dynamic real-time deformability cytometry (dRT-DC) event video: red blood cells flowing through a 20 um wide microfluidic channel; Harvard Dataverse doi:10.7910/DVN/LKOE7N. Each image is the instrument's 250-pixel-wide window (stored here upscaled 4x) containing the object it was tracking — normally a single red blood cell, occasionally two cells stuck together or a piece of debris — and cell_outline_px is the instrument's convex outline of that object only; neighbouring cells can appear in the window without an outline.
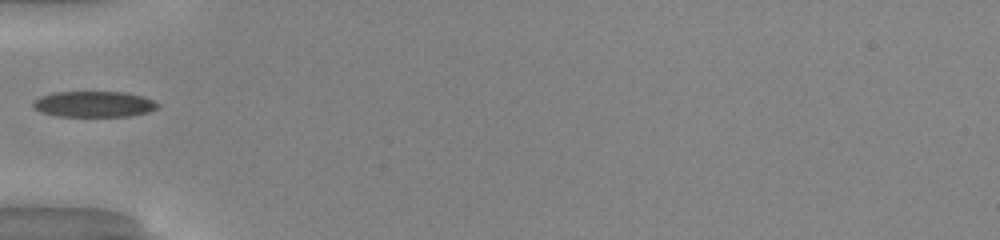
{"species": "common noctule bat (a hibernating species)", "species_latin": "Nyctalus noctula", "temperature_condition": "warm", "stored_images_in_passage": 5, "camera_frame_rate_fps": 3000, "um_per_image_px": 0.085, "animal": {"sex": "male", "body_mass_g": 20.0, "forearm_length_mm": 53.3}, "frame": {"image": 1, "passage_image": 1, "time_ms": 0.0, "image_size_px": [1000, 240], "cell_outline_px": [[160, 108], [148, 112], [128, 116], [56, 116], [40, 112], [32, 108], [32, 100], [40, 96], [52, 92], [124, 92], [144, 96], [160, 104]], "centroid_in_image_um": [7.96, 8.85], "position_along_channel_um": 77.0, "area_um2": 19.07}}